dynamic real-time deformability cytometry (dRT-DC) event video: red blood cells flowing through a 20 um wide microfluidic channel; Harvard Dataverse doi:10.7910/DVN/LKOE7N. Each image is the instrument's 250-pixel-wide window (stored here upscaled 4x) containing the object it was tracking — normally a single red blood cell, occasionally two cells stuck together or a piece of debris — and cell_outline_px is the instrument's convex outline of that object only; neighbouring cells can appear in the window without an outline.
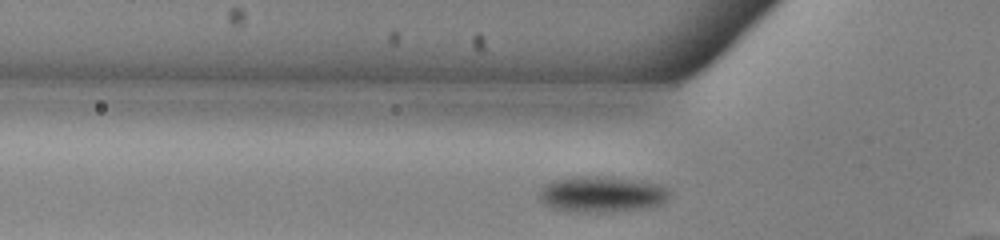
{"species": "common noctule bat (a hibernating species)", "species_latin": "Nyctalus noctula", "temperature_condition": "warm", "stored_images_in_passage": 27, "camera_frame_rate_fps": 3000, "um_per_image_px": 0.085, "animal": {"sex": "male", "body_mass_g": 13.0, "forearm_length_mm": 53.1}, "frame": {"image": 1, "passage_image": 8, "time_ms": 2.333, "image_size_px": [1000, 240], "cell_outline_px": [[668, 196], [664, 204], [652, 208], [604, 212], [572, 212], [552, 208], [544, 204], [540, 200], [540, 188], [544, 184], [552, 180], [576, 176], [604, 176], [660, 184], [668, 192]], "centroid_in_image_um": [51.12, 16.52], "position_along_channel_um": 74.7, "area_um2": 27.51}}
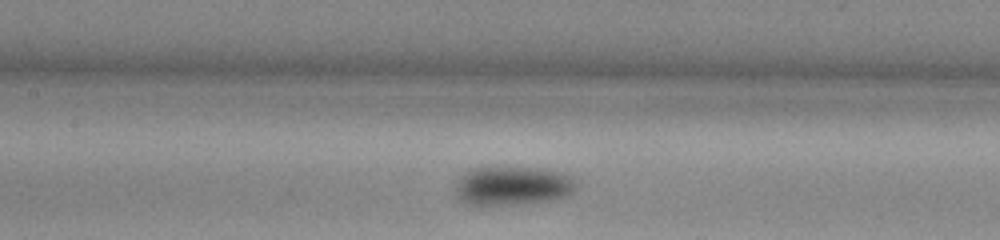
{"frame": {"image": 2, "passage_image": 15, "time_ms": 4.667, "image_size_px": [1000, 240], "cell_outline_px": [[576, 184], [572, 192], [564, 196], [552, 200], [512, 204], [468, 204], [460, 200], [456, 192], [456, 188], [460, 176], [472, 168], [536, 168], [564, 172]], "centroid_in_image_um": [43.56, 15.79], "position_along_channel_um": 163.8, "area_um2": 26.7}}
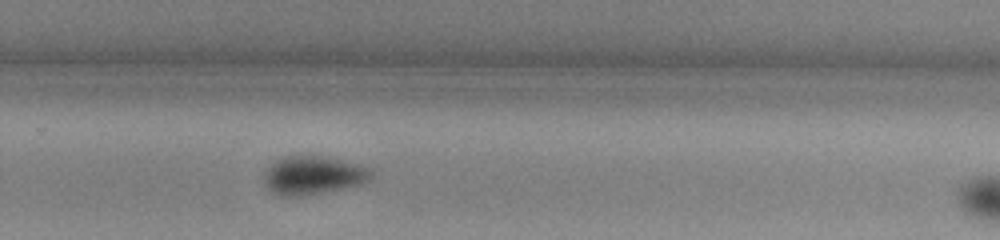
{"frame": {"image": 3, "passage_image": 26, "time_ms": 8.333, "image_size_px": [1000, 240], "cell_outline_px": [[372, 176], [368, 180], [360, 184], [304, 196], [280, 196], [272, 192], [264, 184], [264, 172], [276, 160], [284, 156], [320, 156], [368, 168], [372, 172]], "centroid_in_image_um": [26.53, 14.92], "position_along_channel_um": 303.3, "area_um2": 23.41}}